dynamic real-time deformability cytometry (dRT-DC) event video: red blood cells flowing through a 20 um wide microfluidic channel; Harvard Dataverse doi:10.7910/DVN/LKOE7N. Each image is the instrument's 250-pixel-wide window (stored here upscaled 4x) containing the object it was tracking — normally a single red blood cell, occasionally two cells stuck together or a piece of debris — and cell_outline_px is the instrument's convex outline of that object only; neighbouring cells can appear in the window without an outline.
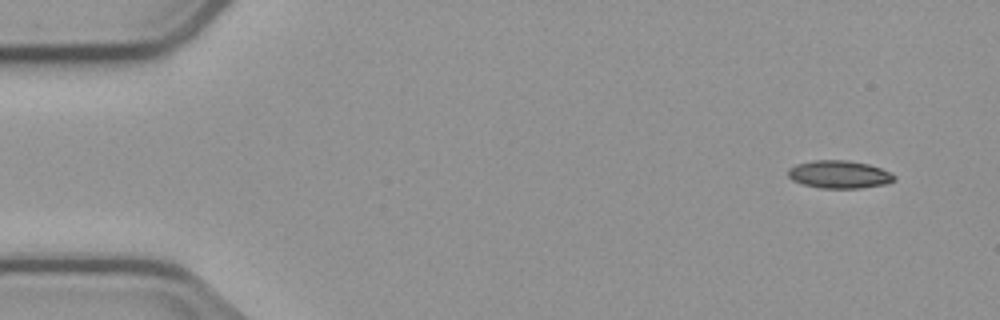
{"species": "common noctule bat (a hibernating species)", "species_latin": "Nyctalus noctula", "temperature_condition": "cold", "stored_images_in_passage": 6, "camera_frame_rate_fps": 3000, "um_per_image_px": 0.085, "animal": {"sex": "male", "body_mass_g": 23.1, "forearm_length_mm": 52.7}, "frame": {"image": 1, "passage_image": 1, "time_ms": 0.0, "image_size_px": [1000, 320], "cell_outline_px": [[896, 180], [884, 184], [860, 188], [820, 188], [804, 184], [792, 180], [788, 176], [788, 168], [796, 164], [816, 160], [848, 160], [868, 164], [892, 172], [896, 176]], "centroid_in_image_um": [71.35, 14.82], "position_along_channel_um": 13.6, "area_um2": 17.22}}
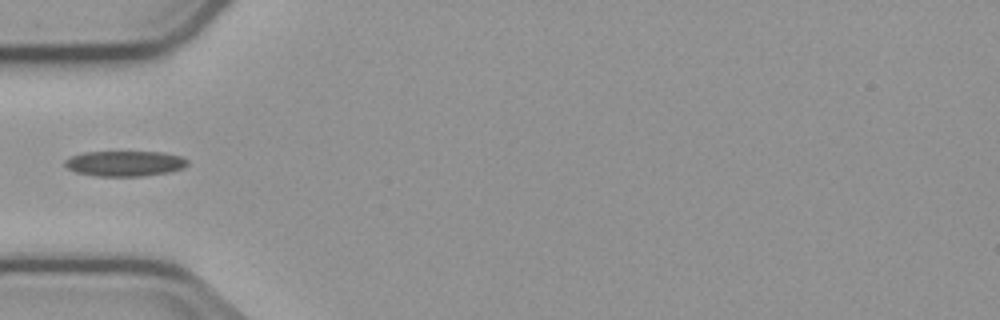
{"frame": {"image": 2, "passage_image": 5, "time_ms": 4.667, "image_size_px": [1000, 320], "cell_outline_px": [[188, 164], [184, 168], [168, 172], [144, 176], [96, 176], [76, 172], [68, 168], [64, 164], [64, 160], [72, 156], [84, 152], [164, 152], [184, 156], [188, 160]], "centroid_in_image_um": [10.65, 13.89], "position_along_channel_um": 74.3, "area_um2": 18.26}}
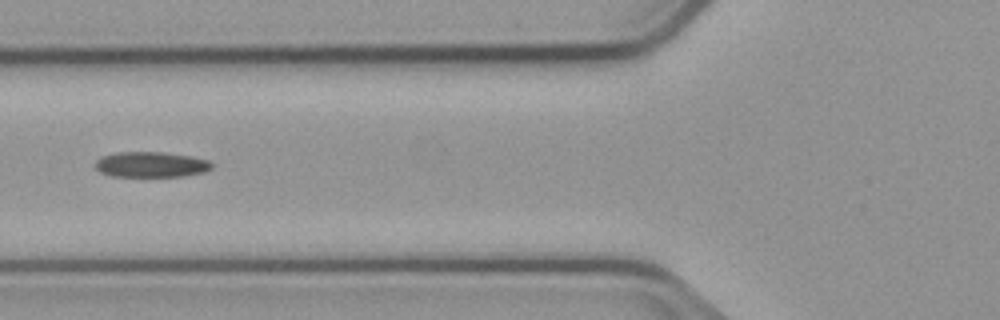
{"frame": {"image": 3, "passage_image": 6, "time_ms": 5.667, "image_size_px": [1000, 320], "cell_outline_px": [[216, 164], [212, 168], [204, 172], [184, 176], [112, 176], [100, 172], [96, 168], [96, 160], [104, 156], [116, 152], [160, 152], [188, 156], [208, 160]], "centroid_in_image_um": [12.87, 13.99], "position_along_channel_um": 112.9, "area_um2": 17.17}}